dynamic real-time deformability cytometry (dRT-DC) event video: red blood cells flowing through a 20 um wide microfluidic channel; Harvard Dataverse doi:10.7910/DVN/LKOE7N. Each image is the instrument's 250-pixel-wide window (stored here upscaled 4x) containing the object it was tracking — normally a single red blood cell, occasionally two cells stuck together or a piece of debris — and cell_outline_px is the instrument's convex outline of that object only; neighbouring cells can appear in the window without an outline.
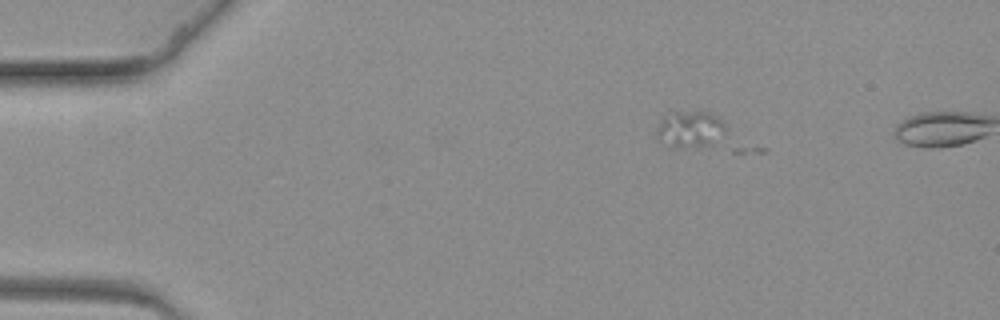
{"species": "common noctule bat (a hibernating species)", "species_latin": "Nyctalus noctula", "temperature_condition": "warm", "stored_images_in_passage": 5, "camera_frame_rate_fps": 3000, "um_per_image_px": 0.085, "animal": {"sex": "female", "body_mass_g": 19.3, "forearm_length_mm": 54.1}, "frame": {"image": 1, "passage_image": 1, "time_ms": 0.0, "image_size_px": [1000, 320], "cell_outline_px": [[724, 136], [708, 144], [672, 144], [660, 140], [656, 136], [656, 128], [664, 112], [700, 108], [716, 116], [724, 124]], "centroid_in_image_um": [58.62, 10.82], "position_along_channel_um": 26.4, "area_um2": 14.51}}